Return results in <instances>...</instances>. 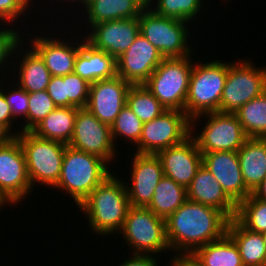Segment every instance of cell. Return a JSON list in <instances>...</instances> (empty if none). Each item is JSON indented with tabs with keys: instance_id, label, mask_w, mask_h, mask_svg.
<instances>
[{
	"instance_id": "cell-1",
	"label": "cell",
	"mask_w": 266,
	"mask_h": 266,
	"mask_svg": "<svg viewBox=\"0 0 266 266\" xmlns=\"http://www.w3.org/2000/svg\"><path fill=\"white\" fill-rule=\"evenodd\" d=\"M229 218L220 210L187 199L165 220L166 238L174 254H193L221 239Z\"/></svg>"
},
{
	"instance_id": "cell-2",
	"label": "cell",
	"mask_w": 266,
	"mask_h": 266,
	"mask_svg": "<svg viewBox=\"0 0 266 266\" xmlns=\"http://www.w3.org/2000/svg\"><path fill=\"white\" fill-rule=\"evenodd\" d=\"M112 170V174L76 208L88 219L89 230L103 238L113 233L117 238L131 207L123 177L114 175Z\"/></svg>"
},
{
	"instance_id": "cell-3",
	"label": "cell",
	"mask_w": 266,
	"mask_h": 266,
	"mask_svg": "<svg viewBox=\"0 0 266 266\" xmlns=\"http://www.w3.org/2000/svg\"><path fill=\"white\" fill-rule=\"evenodd\" d=\"M111 169L104 159L67 145L61 174L53 189L67 194L70 199H73L72 203L78 207L99 184L112 174Z\"/></svg>"
},
{
	"instance_id": "cell-4",
	"label": "cell",
	"mask_w": 266,
	"mask_h": 266,
	"mask_svg": "<svg viewBox=\"0 0 266 266\" xmlns=\"http://www.w3.org/2000/svg\"><path fill=\"white\" fill-rule=\"evenodd\" d=\"M227 75V61L216 59L193 63L185 102V113L190 119L202 114L220 112Z\"/></svg>"
},
{
	"instance_id": "cell-5",
	"label": "cell",
	"mask_w": 266,
	"mask_h": 266,
	"mask_svg": "<svg viewBox=\"0 0 266 266\" xmlns=\"http://www.w3.org/2000/svg\"><path fill=\"white\" fill-rule=\"evenodd\" d=\"M194 54L180 58H164L143 84L166 110L185 112L189 80L194 63L191 56H195Z\"/></svg>"
},
{
	"instance_id": "cell-6",
	"label": "cell",
	"mask_w": 266,
	"mask_h": 266,
	"mask_svg": "<svg viewBox=\"0 0 266 266\" xmlns=\"http://www.w3.org/2000/svg\"><path fill=\"white\" fill-rule=\"evenodd\" d=\"M16 138L25 154L32 189L35 183L52 189L60 177L67 144L41 138L31 131L20 132Z\"/></svg>"
},
{
	"instance_id": "cell-7",
	"label": "cell",
	"mask_w": 266,
	"mask_h": 266,
	"mask_svg": "<svg viewBox=\"0 0 266 266\" xmlns=\"http://www.w3.org/2000/svg\"><path fill=\"white\" fill-rule=\"evenodd\" d=\"M119 233L131 254L156 256L161 253L167 255L171 251L166 238L165 220L147 207H130Z\"/></svg>"
},
{
	"instance_id": "cell-8",
	"label": "cell",
	"mask_w": 266,
	"mask_h": 266,
	"mask_svg": "<svg viewBox=\"0 0 266 266\" xmlns=\"http://www.w3.org/2000/svg\"><path fill=\"white\" fill-rule=\"evenodd\" d=\"M139 25L140 34L164 58L186 57L195 52L193 50L195 48H192V40L188 39L190 37L189 26L191 25L187 21L157 15L150 8L146 7L139 16Z\"/></svg>"
},
{
	"instance_id": "cell-9",
	"label": "cell",
	"mask_w": 266,
	"mask_h": 266,
	"mask_svg": "<svg viewBox=\"0 0 266 266\" xmlns=\"http://www.w3.org/2000/svg\"><path fill=\"white\" fill-rule=\"evenodd\" d=\"M205 117V118H204ZM201 118L206 119L203 127L197 129ZM197 124V125H195ZM201 153L216 151L237 152L249 138L235 114L212 112L191 119V134Z\"/></svg>"
},
{
	"instance_id": "cell-10",
	"label": "cell",
	"mask_w": 266,
	"mask_h": 266,
	"mask_svg": "<svg viewBox=\"0 0 266 266\" xmlns=\"http://www.w3.org/2000/svg\"><path fill=\"white\" fill-rule=\"evenodd\" d=\"M246 59L228 62L220 112L235 114L244 104L266 91V66H255L251 58Z\"/></svg>"
},
{
	"instance_id": "cell-11",
	"label": "cell",
	"mask_w": 266,
	"mask_h": 266,
	"mask_svg": "<svg viewBox=\"0 0 266 266\" xmlns=\"http://www.w3.org/2000/svg\"><path fill=\"white\" fill-rule=\"evenodd\" d=\"M191 134V119L180 110H165L143 123L135 153L156 155L165 148L184 142Z\"/></svg>"
},
{
	"instance_id": "cell-12",
	"label": "cell",
	"mask_w": 266,
	"mask_h": 266,
	"mask_svg": "<svg viewBox=\"0 0 266 266\" xmlns=\"http://www.w3.org/2000/svg\"><path fill=\"white\" fill-rule=\"evenodd\" d=\"M32 192L25 154L15 137L0 145V196L9 206H17Z\"/></svg>"
},
{
	"instance_id": "cell-13",
	"label": "cell",
	"mask_w": 266,
	"mask_h": 266,
	"mask_svg": "<svg viewBox=\"0 0 266 266\" xmlns=\"http://www.w3.org/2000/svg\"><path fill=\"white\" fill-rule=\"evenodd\" d=\"M70 147L96 155L111 167L116 161L119 148H116L109 125L99 121L87 108L77 110ZM118 150V151H117Z\"/></svg>"
},
{
	"instance_id": "cell-14",
	"label": "cell",
	"mask_w": 266,
	"mask_h": 266,
	"mask_svg": "<svg viewBox=\"0 0 266 266\" xmlns=\"http://www.w3.org/2000/svg\"><path fill=\"white\" fill-rule=\"evenodd\" d=\"M70 32L71 31H69V33H64V36L62 37L57 35V38L54 34L47 36L46 33L43 34L42 32L37 36L35 32V35L28 34L30 38L33 36L31 39L29 36L26 38L28 40V45H30L44 60L45 65L52 76H65L74 73L75 59L80 51L82 35H76V37L75 34H73V30L72 34H70ZM67 33L69 39L65 37ZM73 35L75 37H73Z\"/></svg>"
},
{
	"instance_id": "cell-15",
	"label": "cell",
	"mask_w": 266,
	"mask_h": 266,
	"mask_svg": "<svg viewBox=\"0 0 266 266\" xmlns=\"http://www.w3.org/2000/svg\"><path fill=\"white\" fill-rule=\"evenodd\" d=\"M132 166L129 181L124 183L131 207H147L152 201L154 191L164 176L161 162L157 155L132 154ZM129 184V185H128Z\"/></svg>"
},
{
	"instance_id": "cell-16",
	"label": "cell",
	"mask_w": 266,
	"mask_h": 266,
	"mask_svg": "<svg viewBox=\"0 0 266 266\" xmlns=\"http://www.w3.org/2000/svg\"><path fill=\"white\" fill-rule=\"evenodd\" d=\"M164 57L141 34L133 44L116 59V72L131 85H143Z\"/></svg>"
},
{
	"instance_id": "cell-17",
	"label": "cell",
	"mask_w": 266,
	"mask_h": 266,
	"mask_svg": "<svg viewBox=\"0 0 266 266\" xmlns=\"http://www.w3.org/2000/svg\"><path fill=\"white\" fill-rule=\"evenodd\" d=\"M131 86L119 75L91 83L86 108L99 121L111 126L126 105L127 93Z\"/></svg>"
},
{
	"instance_id": "cell-18",
	"label": "cell",
	"mask_w": 266,
	"mask_h": 266,
	"mask_svg": "<svg viewBox=\"0 0 266 266\" xmlns=\"http://www.w3.org/2000/svg\"><path fill=\"white\" fill-rule=\"evenodd\" d=\"M86 33L83 35L90 44L117 59L140 34L139 17L95 24Z\"/></svg>"
},
{
	"instance_id": "cell-19",
	"label": "cell",
	"mask_w": 266,
	"mask_h": 266,
	"mask_svg": "<svg viewBox=\"0 0 266 266\" xmlns=\"http://www.w3.org/2000/svg\"><path fill=\"white\" fill-rule=\"evenodd\" d=\"M202 165L216 178L223 191L236 205L251 194L245 187L237 152L202 153Z\"/></svg>"
},
{
	"instance_id": "cell-20",
	"label": "cell",
	"mask_w": 266,
	"mask_h": 266,
	"mask_svg": "<svg viewBox=\"0 0 266 266\" xmlns=\"http://www.w3.org/2000/svg\"><path fill=\"white\" fill-rule=\"evenodd\" d=\"M156 155L161 162L164 176L185 188L190 185L202 166V153L191 136L184 142L165 148Z\"/></svg>"
},
{
	"instance_id": "cell-21",
	"label": "cell",
	"mask_w": 266,
	"mask_h": 266,
	"mask_svg": "<svg viewBox=\"0 0 266 266\" xmlns=\"http://www.w3.org/2000/svg\"><path fill=\"white\" fill-rule=\"evenodd\" d=\"M24 41L25 38L14 51L13 59L16 57L15 60L17 61L13 60L12 62L13 67L11 69V79L28 94L32 92L45 91L52 75L47 69L44 60L31 46L26 45V48L28 49H24V45L27 44L26 42L24 43ZM20 47L22 48V52Z\"/></svg>"
},
{
	"instance_id": "cell-22",
	"label": "cell",
	"mask_w": 266,
	"mask_h": 266,
	"mask_svg": "<svg viewBox=\"0 0 266 266\" xmlns=\"http://www.w3.org/2000/svg\"><path fill=\"white\" fill-rule=\"evenodd\" d=\"M187 199L222 211L235 218L237 205L226 195L216 178L202 165L186 188Z\"/></svg>"
},
{
	"instance_id": "cell-23",
	"label": "cell",
	"mask_w": 266,
	"mask_h": 266,
	"mask_svg": "<svg viewBox=\"0 0 266 266\" xmlns=\"http://www.w3.org/2000/svg\"><path fill=\"white\" fill-rule=\"evenodd\" d=\"M83 6L80 9H83L82 12L85 10V14H81L85 15V20L81 22L84 23L83 27L86 26L87 29L84 30L87 32L95 24L139 17L147 7V0H87Z\"/></svg>"
},
{
	"instance_id": "cell-24",
	"label": "cell",
	"mask_w": 266,
	"mask_h": 266,
	"mask_svg": "<svg viewBox=\"0 0 266 266\" xmlns=\"http://www.w3.org/2000/svg\"><path fill=\"white\" fill-rule=\"evenodd\" d=\"M82 35L80 51L75 59L74 73L90 84L117 75L116 59L95 48Z\"/></svg>"
},
{
	"instance_id": "cell-25",
	"label": "cell",
	"mask_w": 266,
	"mask_h": 266,
	"mask_svg": "<svg viewBox=\"0 0 266 266\" xmlns=\"http://www.w3.org/2000/svg\"><path fill=\"white\" fill-rule=\"evenodd\" d=\"M237 154L245 187L252 193L266 176V138H248Z\"/></svg>"
},
{
	"instance_id": "cell-26",
	"label": "cell",
	"mask_w": 266,
	"mask_h": 266,
	"mask_svg": "<svg viewBox=\"0 0 266 266\" xmlns=\"http://www.w3.org/2000/svg\"><path fill=\"white\" fill-rule=\"evenodd\" d=\"M226 234L238 247L244 266H266V248L262 233L244 228L233 218L228 222Z\"/></svg>"
},
{
	"instance_id": "cell-27",
	"label": "cell",
	"mask_w": 266,
	"mask_h": 266,
	"mask_svg": "<svg viewBox=\"0 0 266 266\" xmlns=\"http://www.w3.org/2000/svg\"><path fill=\"white\" fill-rule=\"evenodd\" d=\"M76 107H56L31 132L48 140L69 144L75 125Z\"/></svg>"
},
{
	"instance_id": "cell-28",
	"label": "cell",
	"mask_w": 266,
	"mask_h": 266,
	"mask_svg": "<svg viewBox=\"0 0 266 266\" xmlns=\"http://www.w3.org/2000/svg\"><path fill=\"white\" fill-rule=\"evenodd\" d=\"M187 200V190L169 177L163 176L159 181L147 206L155 215L166 220Z\"/></svg>"
},
{
	"instance_id": "cell-29",
	"label": "cell",
	"mask_w": 266,
	"mask_h": 266,
	"mask_svg": "<svg viewBox=\"0 0 266 266\" xmlns=\"http://www.w3.org/2000/svg\"><path fill=\"white\" fill-rule=\"evenodd\" d=\"M204 266H244L235 242L225 234L193 253Z\"/></svg>"
},
{
	"instance_id": "cell-30",
	"label": "cell",
	"mask_w": 266,
	"mask_h": 266,
	"mask_svg": "<svg viewBox=\"0 0 266 266\" xmlns=\"http://www.w3.org/2000/svg\"><path fill=\"white\" fill-rule=\"evenodd\" d=\"M235 115L249 138H266V91L244 104Z\"/></svg>"
},
{
	"instance_id": "cell-31",
	"label": "cell",
	"mask_w": 266,
	"mask_h": 266,
	"mask_svg": "<svg viewBox=\"0 0 266 266\" xmlns=\"http://www.w3.org/2000/svg\"><path fill=\"white\" fill-rule=\"evenodd\" d=\"M203 3V0H147V7L157 15L194 23L203 12Z\"/></svg>"
},
{
	"instance_id": "cell-32",
	"label": "cell",
	"mask_w": 266,
	"mask_h": 266,
	"mask_svg": "<svg viewBox=\"0 0 266 266\" xmlns=\"http://www.w3.org/2000/svg\"><path fill=\"white\" fill-rule=\"evenodd\" d=\"M126 104L143 123L160 116L166 110L144 85H132L129 88Z\"/></svg>"
},
{
	"instance_id": "cell-33",
	"label": "cell",
	"mask_w": 266,
	"mask_h": 266,
	"mask_svg": "<svg viewBox=\"0 0 266 266\" xmlns=\"http://www.w3.org/2000/svg\"><path fill=\"white\" fill-rule=\"evenodd\" d=\"M235 219L246 229L263 233L266 231V201L250 194L237 205Z\"/></svg>"
},
{
	"instance_id": "cell-34",
	"label": "cell",
	"mask_w": 266,
	"mask_h": 266,
	"mask_svg": "<svg viewBox=\"0 0 266 266\" xmlns=\"http://www.w3.org/2000/svg\"><path fill=\"white\" fill-rule=\"evenodd\" d=\"M111 135L115 146L122 139L127 143H131L134 148L138 144L143 128V122L134 114L130 107L126 104L114 123L110 126ZM117 139V140H116ZM119 139V140H118Z\"/></svg>"
},
{
	"instance_id": "cell-35",
	"label": "cell",
	"mask_w": 266,
	"mask_h": 266,
	"mask_svg": "<svg viewBox=\"0 0 266 266\" xmlns=\"http://www.w3.org/2000/svg\"><path fill=\"white\" fill-rule=\"evenodd\" d=\"M29 107L28 116L22 125L21 132L32 131L50 112H52L56 105L47 91L32 92L28 94ZM24 124V125H23Z\"/></svg>"
},
{
	"instance_id": "cell-36",
	"label": "cell",
	"mask_w": 266,
	"mask_h": 266,
	"mask_svg": "<svg viewBox=\"0 0 266 266\" xmlns=\"http://www.w3.org/2000/svg\"><path fill=\"white\" fill-rule=\"evenodd\" d=\"M8 27L9 24H3V27L0 24V80H2L6 76V73V78L10 77L11 71L9 70H11L10 68H12V65L10 64H12L13 62L14 51L16 47L24 40V34L21 35L22 31L20 32L18 30L20 28H16L15 26L12 27V25H10V28Z\"/></svg>"
},
{
	"instance_id": "cell-37",
	"label": "cell",
	"mask_w": 266,
	"mask_h": 266,
	"mask_svg": "<svg viewBox=\"0 0 266 266\" xmlns=\"http://www.w3.org/2000/svg\"><path fill=\"white\" fill-rule=\"evenodd\" d=\"M7 79L8 80H6V82L0 80V90L3 92L5 96V100L11 108L13 118L16 121L18 120V122L21 118L20 121L22 122L28 116V107H29L28 93L23 88H21L18 84H15V82L12 81L11 76H10V80H9V77ZM7 81L8 82L10 81V85L7 83ZM11 81H12V84H11ZM6 84H8L9 88H7Z\"/></svg>"
},
{
	"instance_id": "cell-38",
	"label": "cell",
	"mask_w": 266,
	"mask_h": 266,
	"mask_svg": "<svg viewBox=\"0 0 266 266\" xmlns=\"http://www.w3.org/2000/svg\"><path fill=\"white\" fill-rule=\"evenodd\" d=\"M66 97L69 107L86 108L89 100L90 83L75 73L64 76Z\"/></svg>"
},
{
	"instance_id": "cell-39",
	"label": "cell",
	"mask_w": 266,
	"mask_h": 266,
	"mask_svg": "<svg viewBox=\"0 0 266 266\" xmlns=\"http://www.w3.org/2000/svg\"><path fill=\"white\" fill-rule=\"evenodd\" d=\"M31 8L34 9L35 7L32 6L27 0H0V24L18 26V19L21 20V23L23 20L21 19L22 17H28L27 15L29 12L34 11ZM15 23L16 25H14Z\"/></svg>"
},
{
	"instance_id": "cell-40",
	"label": "cell",
	"mask_w": 266,
	"mask_h": 266,
	"mask_svg": "<svg viewBox=\"0 0 266 266\" xmlns=\"http://www.w3.org/2000/svg\"><path fill=\"white\" fill-rule=\"evenodd\" d=\"M46 91L54 101L56 107H69L64 76H52Z\"/></svg>"
},
{
	"instance_id": "cell-41",
	"label": "cell",
	"mask_w": 266,
	"mask_h": 266,
	"mask_svg": "<svg viewBox=\"0 0 266 266\" xmlns=\"http://www.w3.org/2000/svg\"><path fill=\"white\" fill-rule=\"evenodd\" d=\"M15 122L17 127V124L20 123H18V121H15V119L13 118L11 108L6 102L3 92L0 90V123L3 124L16 137L21 132V129H19L20 125L17 128L14 126Z\"/></svg>"
},
{
	"instance_id": "cell-42",
	"label": "cell",
	"mask_w": 266,
	"mask_h": 266,
	"mask_svg": "<svg viewBox=\"0 0 266 266\" xmlns=\"http://www.w3.org/2000/svg\"><path fill=\"white\" fill-rule=\"evenodd\" d=\"M131 256H126L128 259L122 260L120 265L117 266H160L158 258L154 255H147V254H130ZM159 259V260H158Z\"/></svg>"
},
{
	"instance_id": "cell-43",
	"label": "cell",
	"mask_w": 266,
	"mask_h": 266,
	"mask_svg": "<svg viewBox=\"0 0 266 266\" xmlns=\"http://www.w3.org/2000/svg\"><path fill=\"white\" fill-rule=\"evenodd\" d=\"M166 266H204L194 254H173Z\"/></svg>"
},
{
	"instance_id": "cell-44",
	"label": "cell",
	"mask_w": 266,
	"mask_h": 266,
	"mask_svg": "<svg viewBox=\"0 0 266 266\" xmlns=\"http://www.w3.org/2000/svg\"><path fill=\"white\" fill-rule=\"evenodd\" d=\"M15 136L0 123V145L9 143Z\"/></svg>"
},
{
	"instance_id": "cell-45",
	"label": "cell",
	"mask_w": 266,
	"mask_h": 266,
	"mask_svg": "<svg viewBox=\"0 0 266 266\" xmlns=\"http://www.w3.org/2000/svg\"><path fill=\"white\" fill-rule=\"evenodd\" d=\"M251 194L255 198L266 201V176Z\"/></svg>"
},
{
	"instance_id": "cell-46",
	"label": "cell",
	"mask_w": 266,
	"mask_h": 266,
	"mask_svg": "<svg viewBox=\"0 0 266 266\" xmlns=\"http://www.w3.org/2000/svg\"><path fill=\"white\" fill-rule=\"evenodd\" d=\"M58 2H56V4H58V3H63V4H61V6L62 5H64V4H67L68 5V3H69V5H70V7H76V6H74V3H75V5H77V3H79V5H78V7L80 6H82L83 7V5L87 2V0H57ZM60 1V2H59ZM62 1V2H61ZM73 3V4H72ZM72 5V6H71Z\"/></svg>"
},
{
	"instance_id": "cell-47",
	"label": "cell",
	"mask_w": 266,
	"mask_h": 266,
	"mask_svg": "<svg viewBox=\"0 0 266 266\" xmlns=\"http://www.w3.org/2000/svg\"><path fill=\"white\" fill-rule=\"evenodd\" d=\"M7 203L1 198V196H0V210H1V208L3 207H7Z\"/></svg>"
},
{
	"instance_id": "cell-48",
	"label": "cell",
	"mask_w": 266,
	"mask_h": 266,
	"mask_svg": "<svg viewBox=\"0 0 266 266\" xmlns=\"http://www.w3.org/2000/svg\"><path fill=\"white\" fill-rule=\"evenodd\" d=\"M262 237H263L265 248H266V231L262 233Z\"/></svg>"
},
{
	"instance_id": "cell-49",
	"label": "cell",
	"mask_w": 266,
	"mask_h": 266,
	"mask_svg": "<svg viewBox=\"0 0 266 266\" xmlns=\"http://www.w3.org/2000/svg\"><path fill=\"white\" fill-rule=\"evenodd\" d=\"M32 6H33V4H32V0H27Z\"/></svg>"
}]
</instances>
